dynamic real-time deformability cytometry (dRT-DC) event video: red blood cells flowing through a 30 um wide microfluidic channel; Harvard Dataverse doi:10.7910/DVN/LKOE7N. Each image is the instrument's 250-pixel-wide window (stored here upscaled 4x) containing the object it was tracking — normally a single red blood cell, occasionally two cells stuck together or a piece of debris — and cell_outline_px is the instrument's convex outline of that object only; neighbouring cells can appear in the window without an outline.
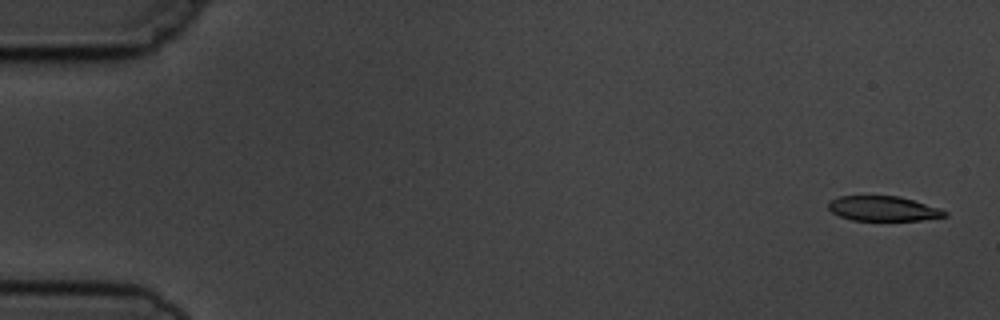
{"species": "common noctule bat (a hibernating species)", "species_latin": "Nyctalus noctula", "temperature_condition": "cold", "stored_images_in_passage": 5, "camera_frame_rate_fps": 3000, "um_per_image_px": 0.085, "animal": {"sex": "male", "body_mass_g": 19.5, "forearm_length_mm": 54.6}, "frame": {"image": 1, "passage_image": 1, "time_ms": 0.0, "image_size_px": [1000, 320], "cell_outline_px": [[948, 216], [920, 220], [852, 220], [840, 216], [832, 212], [828, 208], [828, 200], [840, 196], [900, 196], [940, 208], [948, 212]], "centroid_in_image_um": [75.07, 17.72], "position_along_channel_um": 9.9, "area_um2": 16.88}}
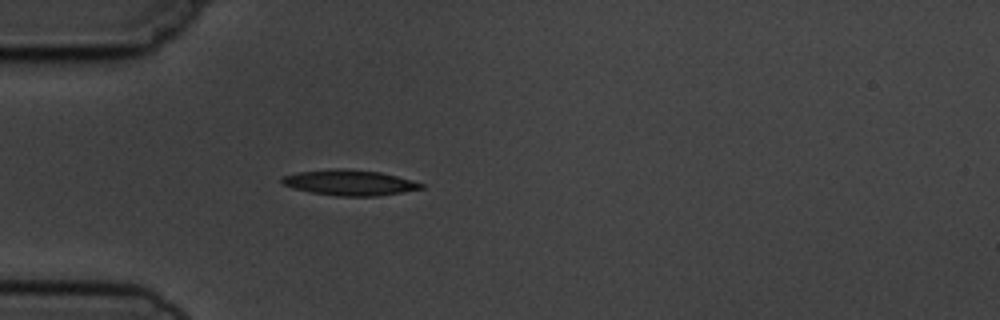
{"frame": {"image": 2, "passage_image": 5, "time_ms": 4.667, "image_size_px": [1000, 320], "cell_outline_px": [[424, 188], [376, 196], [336, 196], [312, 192], [296, 188], [284, 184], [280, 180], [280, 176], [300, 172], [336, 168], [340, 168], [380, 172], [412, 180], [424, 184]], "centroid_in_image_um": [29.71, 15.52], "position_along_channel_um": 55.3, "area_um2": 20.4}}